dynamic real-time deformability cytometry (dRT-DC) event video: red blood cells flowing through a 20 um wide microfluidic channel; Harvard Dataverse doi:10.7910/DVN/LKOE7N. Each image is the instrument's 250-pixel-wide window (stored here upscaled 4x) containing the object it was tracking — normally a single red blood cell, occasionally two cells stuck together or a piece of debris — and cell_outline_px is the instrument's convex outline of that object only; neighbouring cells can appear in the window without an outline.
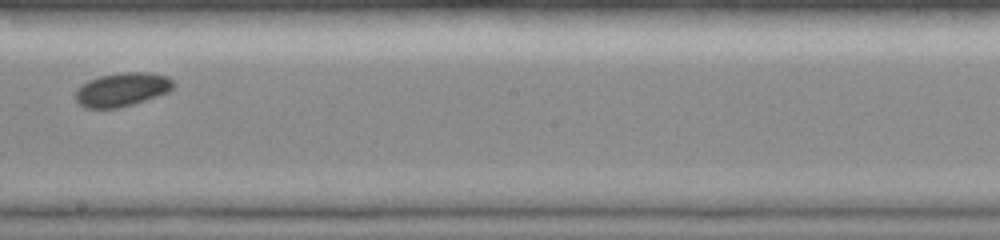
{"species": "common noctule bat (a hibernating species)", "species_latin": "Nyctalus noctula", "temperature_condition": "room temperature", "stored_images_in_passage": 12, "camera_frame_rate_fps": 3000, "um_per_image_px": 0.085, "animal": {"sex": "female", "body_mass_g": 19.0, "forearm_length_mm": 51.5}, "frame": {"image": 1, "passage_image": 6, "time_ms": 4.333, "image_size_px": [1000, 240], "cell_outline_px": [[176, 84], [168, 92], [132, 104], [116, 108], [84, 108], [76, 100], [76, 88], [88, 80], [100, 76], [124, 72], [148, 72], [168, 76]], "centroid_in_image_um": [10.37, 7.6], "position_along_channel_um": 237.8, "area_um2": 19.13}}
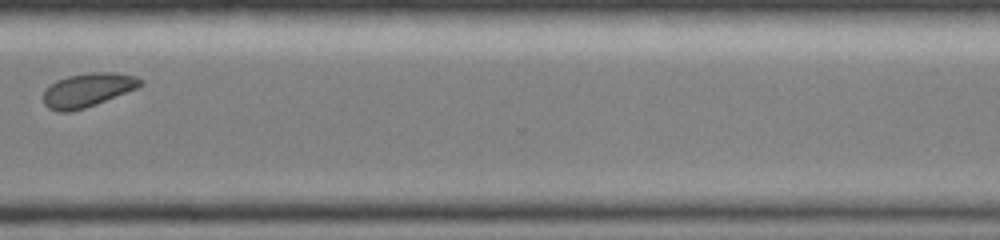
{"frame": {"image": 2, "passage_image": 10, "time_ms": 7.333, "image_size_px": [1000, 240], "cell_outline_px": [[144, 84], [136, 88], [96, 104], [84, 108], [68, 112], [60, 112], [48, 108], [44, 104], [44, 92], [56, 80], [68, 76], [88, 72], [116, 72], [136, 76], [144, 80]], "centroid_in_image_um": [7.48, 7.63], "position_along_channel_um": 363.1, "area_um2": 19.02}}